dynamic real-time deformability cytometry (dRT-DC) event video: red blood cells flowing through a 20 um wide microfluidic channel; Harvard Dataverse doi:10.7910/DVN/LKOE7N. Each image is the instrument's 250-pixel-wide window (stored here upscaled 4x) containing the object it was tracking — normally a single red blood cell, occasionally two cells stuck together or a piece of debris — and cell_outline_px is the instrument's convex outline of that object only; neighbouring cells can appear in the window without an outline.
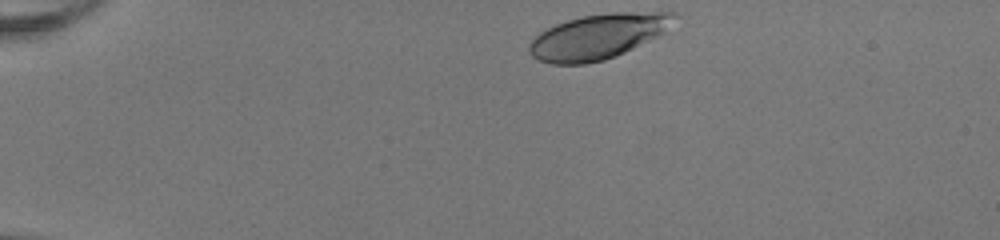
{"species": "human", "species_latin": "Homo sapiens", "temperature_condition": "room temperature", "stored_images_in_passage": 42, "camera_frame_rate_fps": 3000, "um_per_image_px": 0.085, "donor": {"sex": "female"}, "frame": {"image": 1, "passage_image": 1, "time_ms": 0.0, "image_size_px": [1000, 240], "cell_outline_px": [[680, 16], [668, 32], [616, 56], [604, 60], [584, 64], [552, 64], [540, 60], [532, 56], [528, 52], [528, 44], [540, 32], [556, 24], [568, 20], [584, 16], [608, 12], [676, 12]], "centroid_in_image_um": [50.91, 3.09], "position_along_channel_um": 34.1, "area_um2": 38.44}}
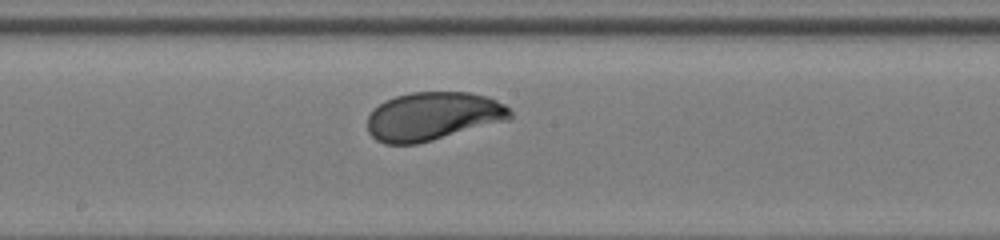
{"frame": {"image": 2, "passage_image": 20, "time_ms": 6.333, "image_size_px": [1000, 240], "cell_outline_px": [[512, 116], [508, 120], [432, 140], [416, 144], [384, 144], [376, 140], [368, 132], [368, 116], [384, 100], [396, 96], [412, 92], [468, 92], [488, 96], [504, 104], [512, 112]], "centroid_in_image_um": [36.8, 9.88], "position_along_channel_um": 211.4, "area_um2": 40.11}}
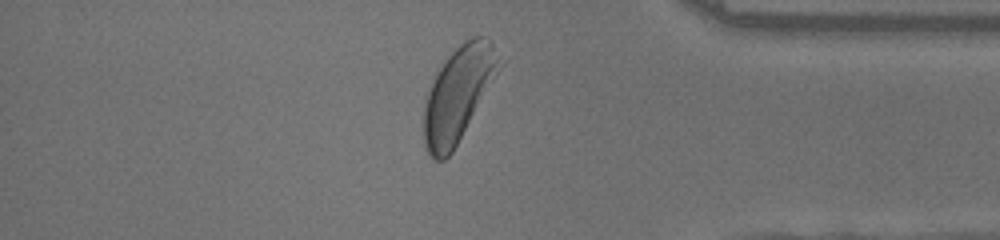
{"frame": {"image": 3, "passage_image": 35, "time_ms": 11.333, "image_size_px": [1000, 240], "cell_outline_px": [[508, 60], [452, 152], [444, 160], [436, 160], [428, 152], [424, 144], [424, 108], [428, 92], [440, 68], [448, 56], [464, 40], [472, 36], [480, 36], [488, 40]], "centroid_in_image_um": [39.05, 7.94], "position_along_channel_um": 396.2, "area_um2": 41.79}, "authors_computed_cell_mechanics": {"area_um2": 39.9398, "velocity_mm_per_s": 4.0143, "shape_relaxation_time_tau1_ms": 1.9405, "shape_relaxation_time_tau2_ms": null, "deformation_change_tau1": 0.1292, "deformation_change_tau2": null}}